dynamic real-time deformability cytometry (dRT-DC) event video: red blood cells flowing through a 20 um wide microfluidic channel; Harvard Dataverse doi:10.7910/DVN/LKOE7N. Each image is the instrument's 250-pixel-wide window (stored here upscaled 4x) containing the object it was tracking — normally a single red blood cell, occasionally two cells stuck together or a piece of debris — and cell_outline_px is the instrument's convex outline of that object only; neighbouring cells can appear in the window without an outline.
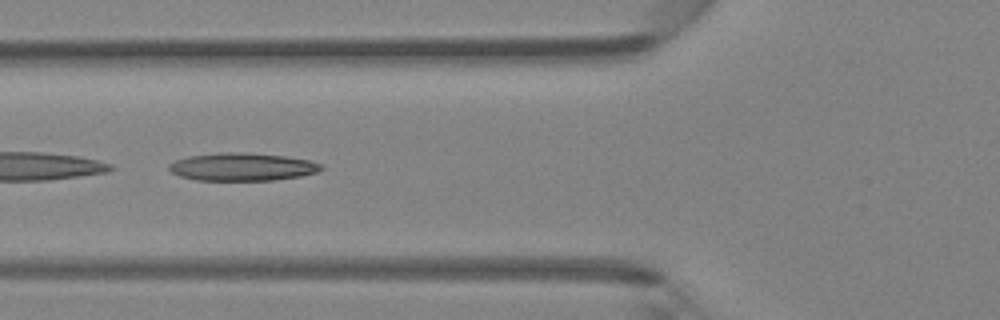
{"species": "Egyptian fruit bat (a non-hibernating species)", "species_latin": "Rousettus aegyptiacus", "temperature_condition": "room temperature", "stored_images_in_passage": 5, "camera_frame_rate_fps": 3000, "um_per_image_px": 0.085, "animal": {"sex": "female"}, "frame": {"image": 1, "passage_image": 5, "time_ms": 1.333, "image_size_px": [1000, 320], "cell_outline_px": [[324, 168], [320, 172], [300, 176], [276, 180], [196, 180], [180, 176], [172, 172], [168, 168], [168, 164], [176, 160], [188, 156], [224, 152], [244, 152], [284, 156], [308, 160], [324, 164]], "centroid_in_image_um": [20.63, 14.18], "position_along_channel_um": 105.2, "area_um2": 24.8}}